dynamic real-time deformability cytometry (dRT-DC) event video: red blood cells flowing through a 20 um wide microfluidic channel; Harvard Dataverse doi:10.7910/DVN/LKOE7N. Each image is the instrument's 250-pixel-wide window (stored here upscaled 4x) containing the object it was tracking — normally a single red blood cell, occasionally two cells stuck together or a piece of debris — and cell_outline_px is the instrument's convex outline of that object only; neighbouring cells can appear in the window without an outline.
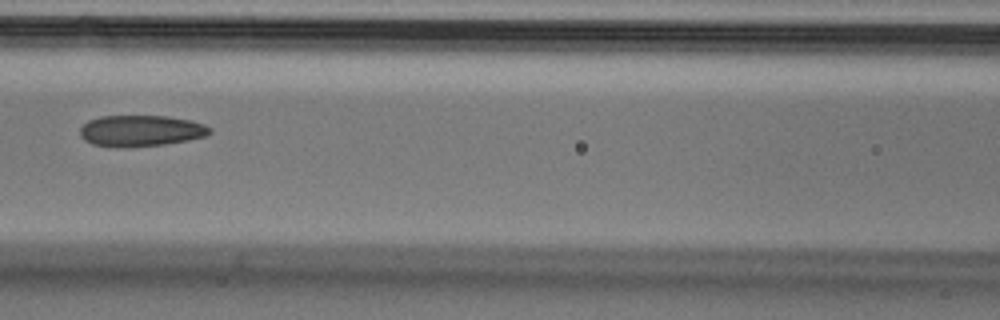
{"species": "Egyptian fruit bat (a non-hibernating species)", "species_latin": "Rousettus aegyptiacus", "temperature_condition": "cold", "stored_images_in_passage": 7, "camera_frame_rate_fps": 3000, "um_per_image_px": 0.085, "animal": {"sex": "male"}, "frame": {"image": 1, "passage_image": 7, "time_ms": 2.0, "image_size_px": [1000, 320], "cell_outline_px": [[212, 132], [204, 136], [188, 140], [164, 144], [128, 148], [116, 148], [92, 144], [84, 140], [80, 136], [80, 128], [88, 120], [100, 116], [168, 116], [192, 120], [204, 124], [212, 128]], "centroid_in_image_um": [11.96, 11.12], "position_along_channel_um": 154.6, "area_um2": 23.93}}